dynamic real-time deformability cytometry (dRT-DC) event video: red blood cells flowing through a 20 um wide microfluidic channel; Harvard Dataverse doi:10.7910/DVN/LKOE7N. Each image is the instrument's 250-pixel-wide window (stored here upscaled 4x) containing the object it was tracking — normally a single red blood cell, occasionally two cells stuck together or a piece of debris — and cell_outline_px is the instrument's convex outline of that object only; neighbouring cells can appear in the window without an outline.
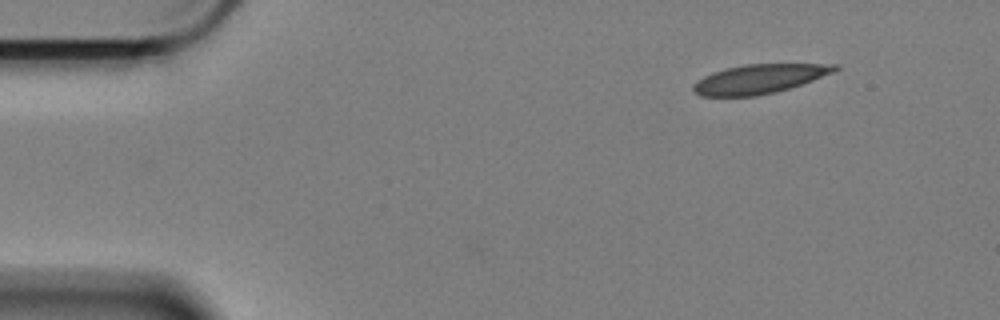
{"species": "Egyptian fruit bat (a non-hibernating species)", "species_latin": "Rousettus aegyptiacus", "temperature_condition": "cold", "stored_images_in_passage": 51, "camera_frame_rate_fps": 3000, "um_per_image_px": 0.085, "animal": {"sex": "female"}, "frame": {"image": 1, "passage_image": 1, "time_ms": 0.0, "image_size_px": [1000, 320], "cell_outline_px": [[840, 68], [832, 72], [812, 80], [776, 92], [756, 96], [700, 96], [692, 88], [692, 84], [696, 80], [712, 72], [724, 68], [744, 64], [840, 64]], "centroid_in_image_um": [64.49, 6.7], "position_along_channel_um": 20.5, "area_um2": 23.99}}
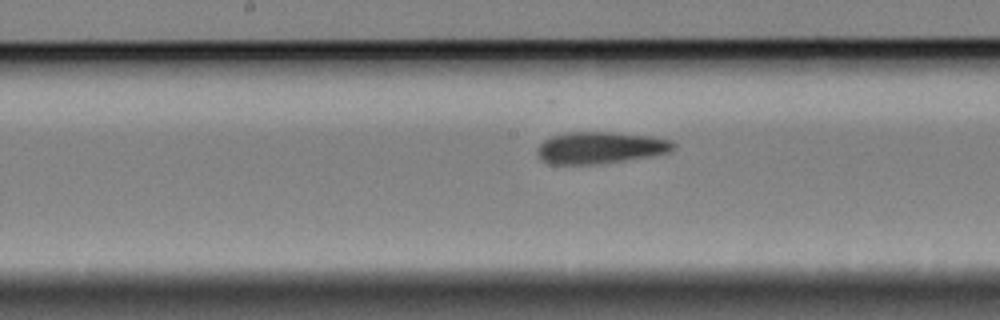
{"frame": {"image": 2, "passage_image": 24, "time_ms": 7.667, "image_size_px": [1000, 320], "cell_outline_px": [[676, 148], [668, 152], [648, 156], [624, 160], [592, 164], [552, 164], [544, 160], [536, 152], [536, 148], [544, 140], [552, 136], [568, 132], [612, 132], [652, 136], [672, 140], [676, 144]], "centroid_in_image_um": [51.04, 12.54], "position_along_channel_um": 197.2, "area_um2": 25.03}}
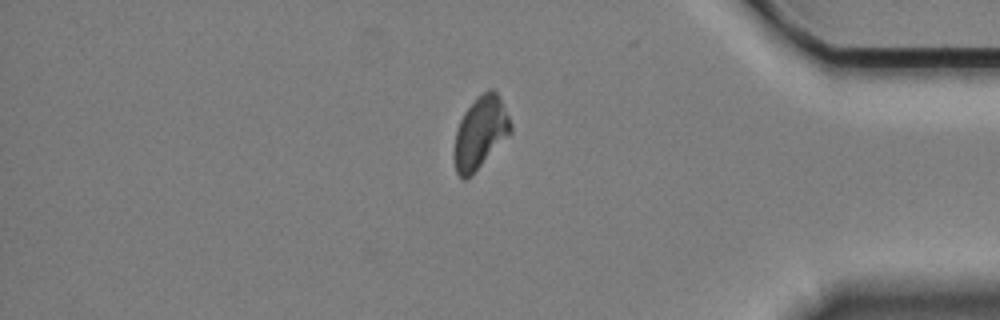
{"frame": {"image": 3, "passage_image": 44, "time_ms": 14.333, "image_size_px": [1000, 320], "cell_outline_px": [[512, 132], [464, 180], [456, 172], [452, 156], [456, 132], [460, 120], [464, 112], [484, 92], [492, 88], [496, 92], [512, 124]], "centroid_in_image_um": [40.8, 11.28], "position_along_channel_um": 394.4, "area_um2": 22.83}, "authors_computed_cell_mechanics": {"area_um2": 24.854, "velocity_mm_per_s": 3.3673, "shape_relaxation_time_tau1_ms": null, "shape_relaxation_time_tau2_ms": 4.6143, "deformation_change_tau1": null, "deformation_change_tau2": 0.1096}}